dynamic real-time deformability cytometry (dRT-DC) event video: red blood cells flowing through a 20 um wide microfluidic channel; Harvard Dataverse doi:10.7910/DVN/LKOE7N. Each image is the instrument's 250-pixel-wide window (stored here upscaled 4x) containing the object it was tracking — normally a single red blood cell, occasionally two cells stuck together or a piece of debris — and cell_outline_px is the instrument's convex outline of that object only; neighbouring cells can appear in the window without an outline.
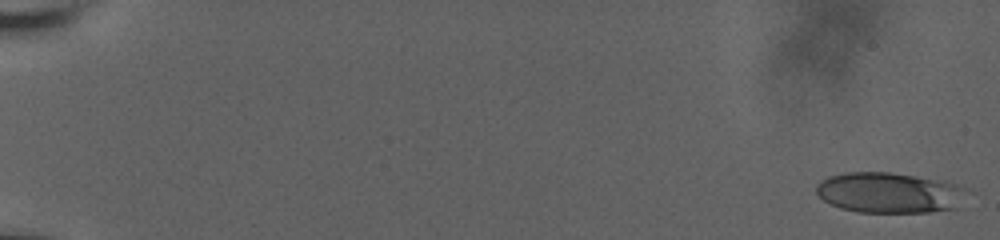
{"species": "human", "species_latin": "Homo sapiens", "temperature_condition": "room temperature", "stored_images_in_passage": 60, "camera_frame_rate_fps": 3000, "um_per_image_px": 0.085, "donor": {"sex": "male"}, "frame": {"image": 1, "passage_image": 1, "time_ms": 0.0, "image_size_px": [1000, 240], "cell_outline_px": [[956, 208], [928, 212], [860, 212], [840, 208], [824, 200], [816, 192], [816, 184], [820, 180], [828, 176], [848, 172], [888, 172], [944, 180], [956, 184]], "centroid_in_image_um": [75.4, 16.36], "position_along_channel_um": 9.6, "area_um2": 34.51}}
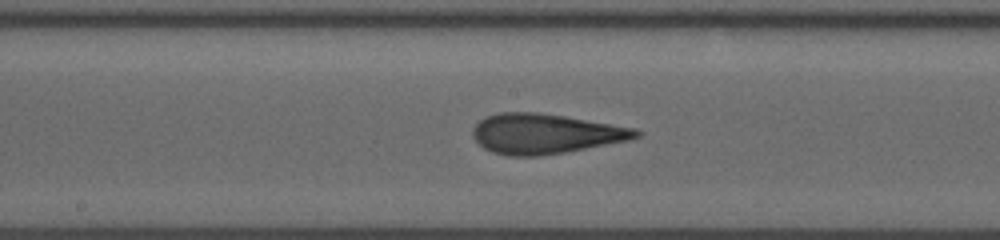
{"frame": {"image": 2, "passage_image": 34, "time_ms": 11.0, "image_size_px": [1000, 240], "cell_outline_px": [[644, 132], [640, 136], [628, 140], [564, 152], [540, 156], [508, 156], [492, 152], [484, 148], [472, 136], [472, 128], [480, 120], [488, 116], [500, 112], [536, 112], [564, 116], [636, 128]], "centroid_in_image_um": [46.34, 11.37], "position_along_channel_um": 201.9, "area_um2": 37.86}}
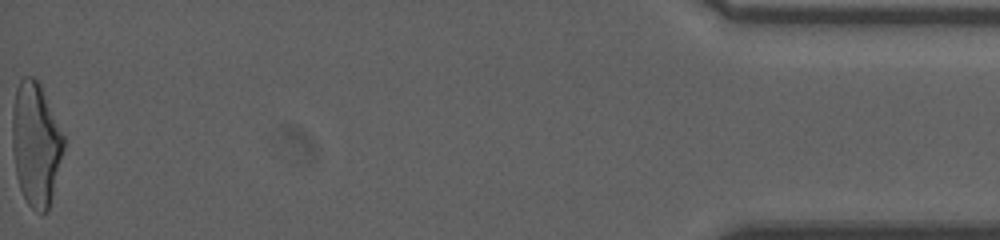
{"frame": {"image": 3, "passage_image": 60, "time_ms": 19.667, "image_size_px": [1000, 240], "cell_outline_px": [[64, 148], [48, 212], [40, 216], [28, 204], [20, 188], [16, 176], [12, 148], [12, 108], [16, 88], [20, 80], [24, 76], [32, 76], [40, 84], [64, 136]], "centroid_in_image_um": [3.03, 12.27], "position_along_channel_um": 432.2, "area_um2": 37.05}, "authors_computed_cell_mechanics": {"area_um2": 36.5296, "velocity_mm_per_s": 3.6702, "shape_relaxation_time_tau1_ms": null, "shape_relaxation_time_tau2_ms": 1.3822, "deformation_change_tau1": null, "deformation_change_tau2": 0.1038}}